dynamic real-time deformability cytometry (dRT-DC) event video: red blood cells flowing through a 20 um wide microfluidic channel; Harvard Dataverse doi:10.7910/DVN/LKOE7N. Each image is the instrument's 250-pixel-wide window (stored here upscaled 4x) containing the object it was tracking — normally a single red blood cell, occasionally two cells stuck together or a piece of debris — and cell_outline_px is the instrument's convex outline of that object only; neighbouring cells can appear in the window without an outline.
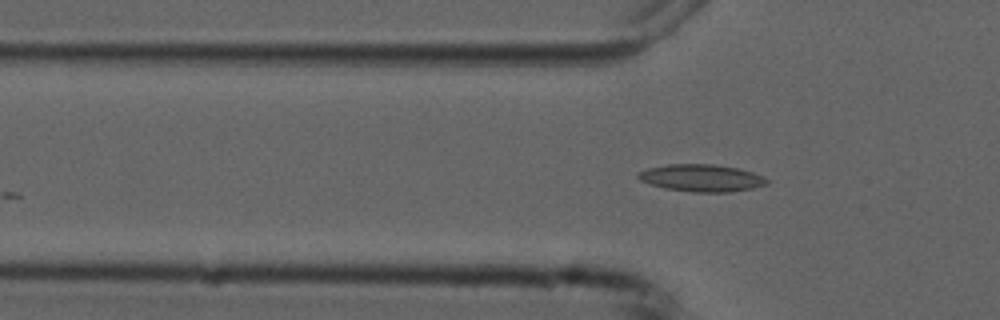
{"species": "common noctule bat (a hibernating species)", "species_latin": "Nyctalus noctula", "temperature_condition": "cold", "stored_images_in_passage": 5, "camera_frame_rate_fps": 3000, "um_per_image_px": 0.085, "animal": {"sex": "male", "forearm_length_mm": 52.5}, "frame": {"image": 1, "passage_image": 5, "time_ms": 4.667, "image_size_px": [1000, 320], "cell_outline_px": [[768, 184], [752, 188], [728, 192], [692, 192], [664, 188], [640, 180], [636, 176], [640, 172], [648, 168], [668, 164], [716, 164], [736, 168], [752, 172], [764, 176], [768, 180]], "centroid_in_image_um": [59.65, 15.12], "position_along_channel_um": 66.2, "area_um2": 20.29}}